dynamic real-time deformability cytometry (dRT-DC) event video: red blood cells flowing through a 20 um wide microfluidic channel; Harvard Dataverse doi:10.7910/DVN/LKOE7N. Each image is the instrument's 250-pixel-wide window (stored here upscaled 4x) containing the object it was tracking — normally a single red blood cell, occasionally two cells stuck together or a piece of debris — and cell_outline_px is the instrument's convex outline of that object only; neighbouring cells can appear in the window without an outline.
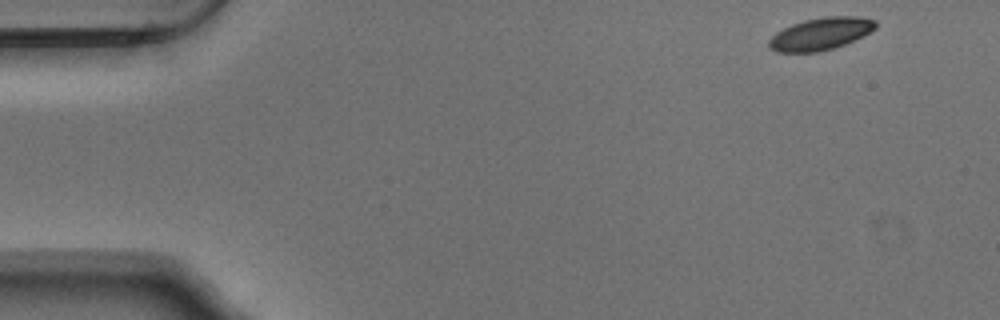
{"species": "Egyptian fruit bat (a non-hibernating species)", "species_latin": "Rousettus aegyptiacus", "temperature_condition": "warm", "stored_images_in_passage": 51, "camera_frame_rate_fps": 3000, "um_per_image_px": 0.085, "animal": {"sex": "male"}, "frame": {"image": 1, "passage_image": 1, "time_ms": 0.0, "image_size_px": [1000, 320], "cell_outline_px": [[876, 28], [844, 44], [820, 52], [776, 52], [768, 48], [768, 40], [776, 32], [792, 24], [804, 20], [824, 16], [860, 16], [876, 20]], "centroid_in_image_um": [69.71, 2.87], "position_along_channel_um": 15.3, "area_um2": 20.0}}
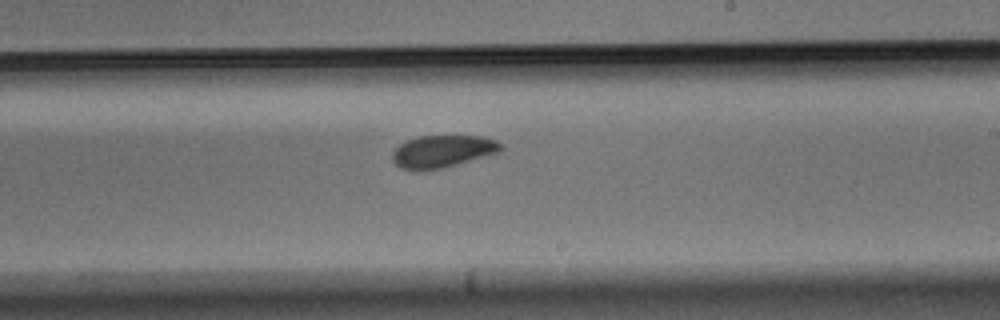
{"frame": {"image": 2, "passage_image": 29, "time_ms": 9.333, "image_size_px": [1000, 320], "cell_outline_px": [[500, 152], [444, 168], [420, 172], [416, 172], [400, 168], [392, 160], [392, 152], [400, 144], [408, 140], [420, 136], [484, 136], [496, 140], [500, 144]], "centroid_in_image_um": [37.57, 12.89], "position_along_channel_um": 251.4, "area_um2": 20.63}}
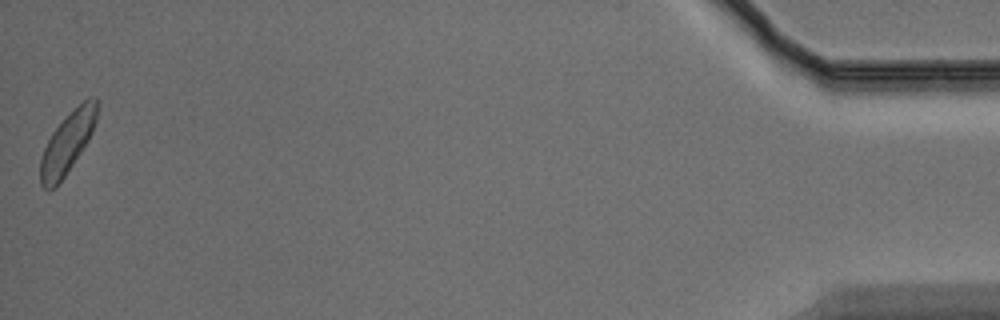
{"frame": {"image": 3, "passage_image": 51, "time_ms": 16.667, "image_size_px": [1000, 320], "cell_outline_px": [[96, 120], [92, 132], [88, 140], [56, 188], [48, 192], [40, 184], [40, 156], [52, 132], [88, 96], [96, 96]], "centroid_in_image_um": [5.69, 12.2], "position_along_channel_um": 429.5, "area_um2": 19.65}, "authors_computed_cell_mechanics": {"area_um2": 20.6346, "velocity_mm_per_s": 3.7053, "shape_relaxation_time_tau1_ms": 2.4232, "shape_relaxation_time_tau2_ms": 8.4349, "deformation_change_tau1": 0.077, "deformation_change_tau2": 0.1218}}